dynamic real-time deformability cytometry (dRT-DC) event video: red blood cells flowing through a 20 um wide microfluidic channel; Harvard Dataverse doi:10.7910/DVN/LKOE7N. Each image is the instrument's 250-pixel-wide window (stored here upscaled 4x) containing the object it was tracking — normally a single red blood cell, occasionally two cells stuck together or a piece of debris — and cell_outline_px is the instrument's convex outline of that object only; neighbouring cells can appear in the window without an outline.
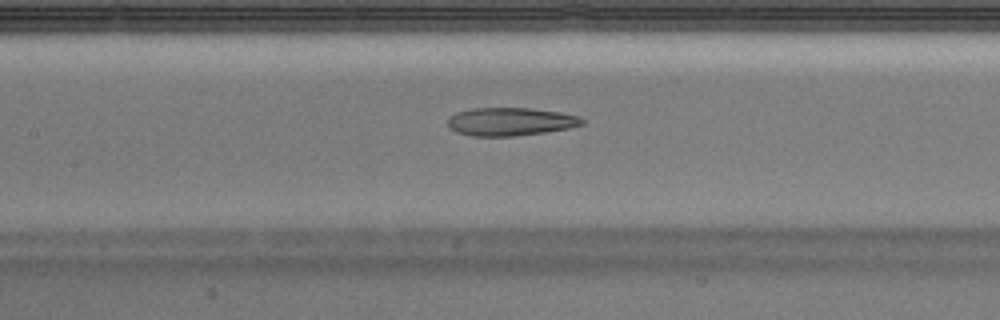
{"species": "Egyptian fruit bat (a non-hibernating species)", "species_latin": "Rousettus aegyptiacus", "temperature_condition": "warm", "stored_images_in_passage": 39, "camera_frame_rate_fps": 3000, "um_per_image_px": 0.085, "animal": {"sex": "male"}, "frame": {"image": 1, "passage_image": 17, "time_ms": 5.333, "image_size_px": [1000, 320], "cell_outline_px": [[584, 124], [568, 128], [544, 132], [512, 136], [472, 136], [456, 132], [448, 128], [448, 116], [456, 112], [472, 108], [528, 108], [560, 112], [576, 116], [584, 120]], "centroid_in_image_um": [43.32, 10.34], "position_along_channel_um": 164.1, "area_um2": 21.96}}
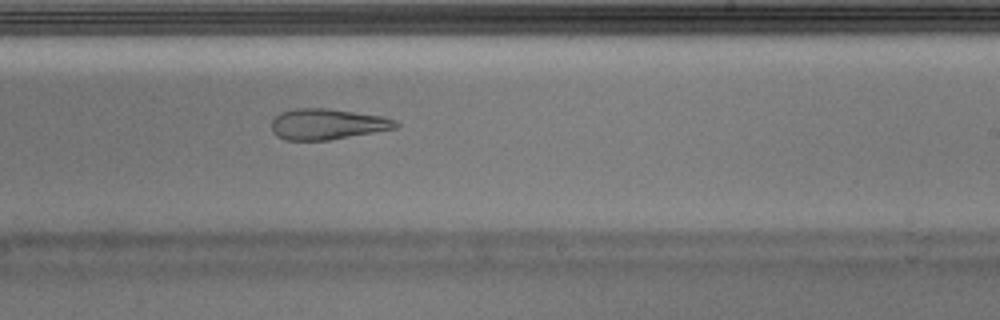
{"frame": {"image": 2, "passage_image": 23, "time_ms": 7.333, "image_size_px": [1000, 320], "cell_outline_px": [[400, 124], [396, 128], [328, 140], [284, 140], [276, 136], [272, 132], [272, 120], [280, 112], [292, 108], [324, 108], [384, 116], [396, 120]], "centroid_in_image_um": [27.79, 10.54], "position_along_channel_um": 261.2, "area_um2": 22.31}}
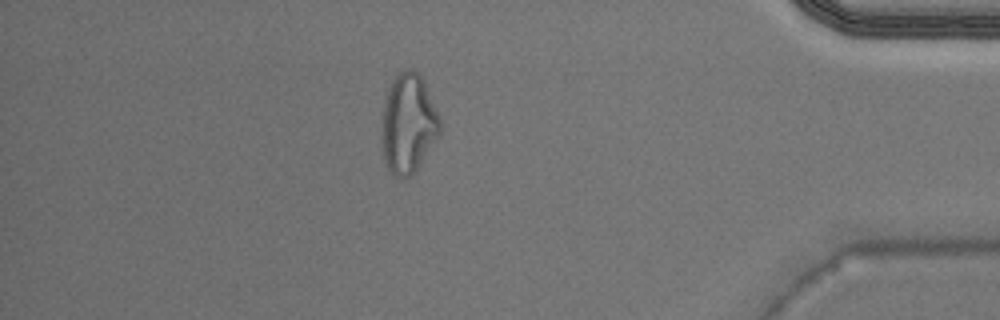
{"frame": {"image": 3, "passage_image": 34, "time_ms": 11.0, "image_size_px": [1000, 320], "cell_outline_px": [[440, 136], [412, 176], [400, 180], [388, 168], [384, 160], [380, 140], [380, 132], [384, 96], [388, 88], [396, 76], [400, 72], [408, 68], [412, 68], [420, 76], [424, 84], [440, 120]], "centroid_in_image_um": [34.66, 10.57], "position_along_channel_um": 400.5, "area_um2": 34.04}}